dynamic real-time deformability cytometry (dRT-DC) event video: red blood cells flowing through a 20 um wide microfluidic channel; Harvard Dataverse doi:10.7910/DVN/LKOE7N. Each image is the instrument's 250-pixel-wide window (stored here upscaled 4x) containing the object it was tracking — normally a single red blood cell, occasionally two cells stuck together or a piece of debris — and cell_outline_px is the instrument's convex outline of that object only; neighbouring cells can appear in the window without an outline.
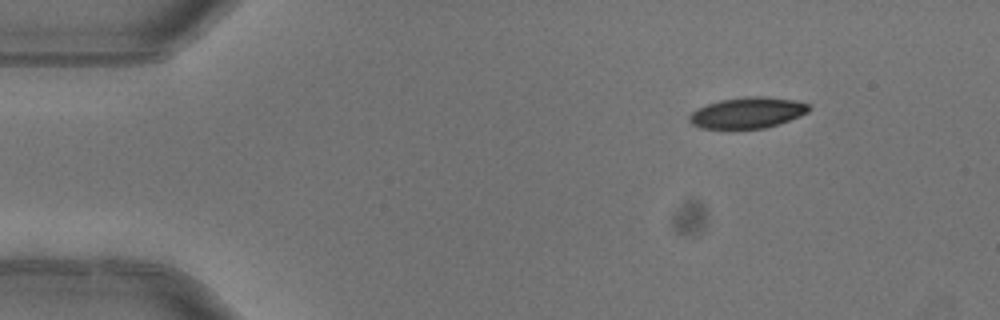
{"species": "common noctule bat (a hibernating species)", "species_latin": "Nyctalus noctula", "temperature_condition": "warm", "stored_images_in_passage": 3, "camera_frame_rate_fps": 3000, "um_per_image_px": 0.085, "animal": {"sex": "female"}, "frame": {"image": 1, "passage_image": 1, "time_ms": 0.0, "image_size_px": [1000, 320], "cell_outline_px": [[812, 108], [808, 112], [800, 116], [764, 128], [700, 128], [692, 124], [688, 120], [688, 116], [696, 108], [720, 100], [752, 96], [760, 96], [796, 100], [808, 104]], "centroid_in_image_um": [63.53, 9.58], "position_along_channel_um": 21.5, "area_um2": 21.39}}